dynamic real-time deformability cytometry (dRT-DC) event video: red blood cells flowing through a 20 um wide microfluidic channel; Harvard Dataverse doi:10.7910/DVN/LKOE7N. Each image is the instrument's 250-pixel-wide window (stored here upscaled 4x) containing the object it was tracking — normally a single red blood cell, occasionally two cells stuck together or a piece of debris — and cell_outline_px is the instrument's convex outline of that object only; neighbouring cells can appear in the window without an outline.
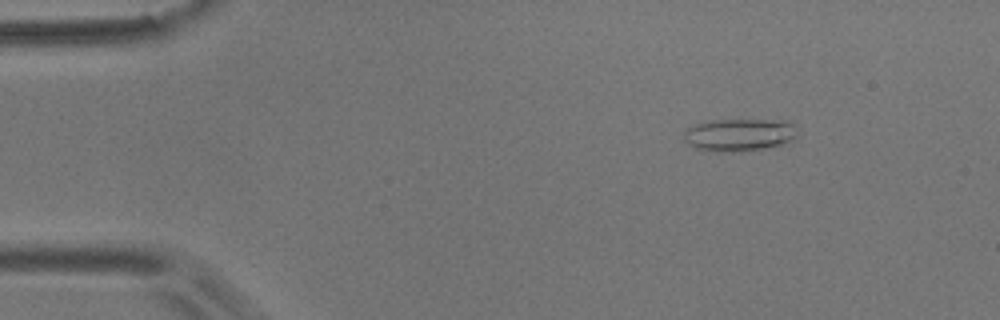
{"species": "common noctule bat (a hibernating species)", "species_latin": "Nyctalus noctula", "temperature_condition": "room temperature", "stored_images_in_passage": 4, "camera_frame_rate_fps": 3000, "um_per_image_px": 0.085, "animal": {"sex": "male", "body_mass_g": 17.9}, "frame": {"image": 1, "passage_image": 4, "time_ms": 3.667, "image_size_px": [1000, 320], "cell_outline_px": [[796, 136], [792, 140], [780, 144], [764, 148], [740, 152], [716, 152], [696, 148], [688, 144], [684, 140], [684, 132], [692, 124], [708, 120], [788, 120], [796, 128]], "centroid_in_image_um": [62.8, 11.45], "position_along_channel_um": 22.2, "area_um2": 21.73}}